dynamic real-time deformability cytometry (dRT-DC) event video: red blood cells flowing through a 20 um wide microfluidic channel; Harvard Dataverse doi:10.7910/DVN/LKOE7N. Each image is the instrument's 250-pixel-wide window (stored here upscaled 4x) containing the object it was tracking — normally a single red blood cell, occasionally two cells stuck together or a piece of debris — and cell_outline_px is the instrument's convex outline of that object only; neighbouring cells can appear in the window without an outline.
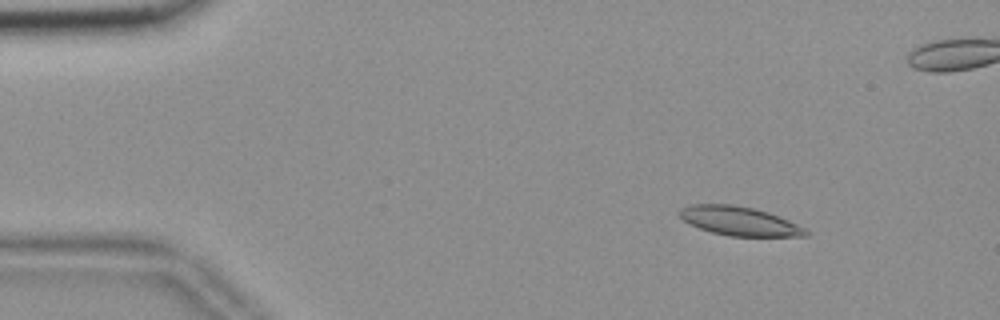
{"species": "common noctule bat (a hibernating species)", "species_latin": "Nyctalus noctula", "temperature_condition": "room temperature", "stored_images_in_passage": 57, "camera_frame_rate_fps": 3000, "um_per_image_px": 0.085, "animal": {"sex": "female", "body_mass_g": 18.4}, "frame": {"image": 1, "passage_image": 8, "time_ms": 2.333, "image_size_px": [1000, 320], "cell_outline_px": [[808, 236], [728, 236], [712, 232], [688, 224], [680, 216], [680, 208], [688, 204], [732, 204], [752, 208], [768, 212], [788, 220], [804, 228], [808, 232]], "centroid_in_image_um": [62.81, 18.78], "position_along_channel_um": 22.2, "area_um2": 21.15}}
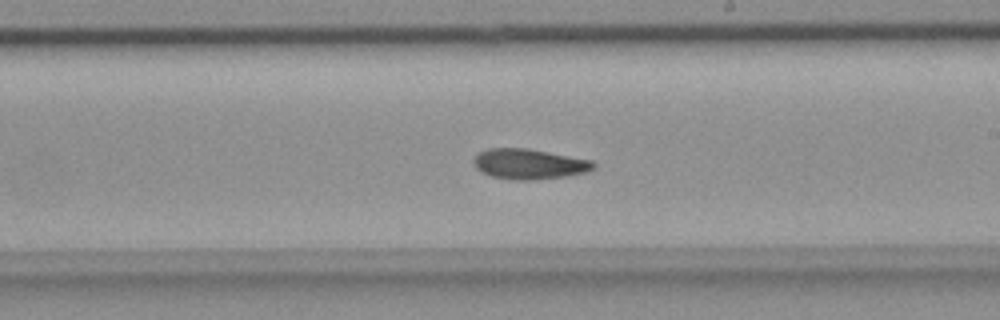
{"frame": {"image": 2, "passage_image": 33, "time_ms": 10.667, "image_size_px": [1000, 320], "cell_outline_px": [[596, 164], [588, 172], [568, 176], [532, 180], [508, 180], [492, 176], [480, 172], [476, 168], [472, 160], [476, 152], [488, 148], [528, 148], [592, 160]], "centroid_in_image_um": [44.93, 13.94], "position_along_channel_um": 244.1, "area_um2": 21.5}}
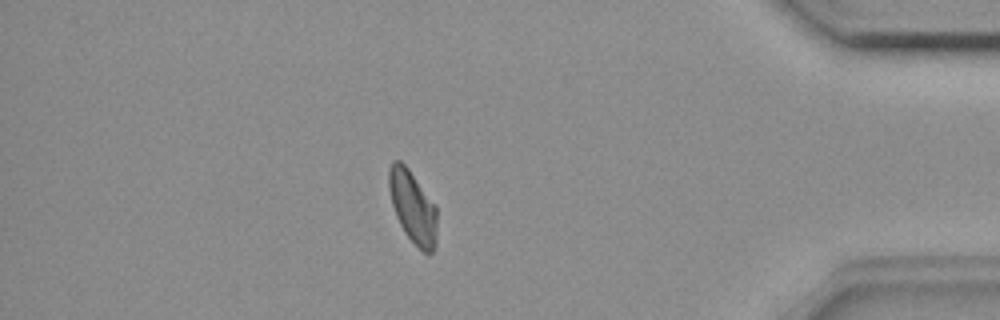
{"frame": {"image": 3, "passage_image": 49, "time_ms": 16.0, "image_size_px": [1000, 320], "cell_outline_px": [[436, 244], [432, 252], [428, 256], [404, 232], [396, 216], [392, 204], [388, 188], [388, 168], [392, 160], [400, 160], [408, 168], [436, 208]], "centroid_in_image_um": [35.05, 17.58], "position_along_channel_um": 400.1, "area_um2": 20.0}, "authors_computed_cell_mechanics": {"area_um2": 21.1548, "velocity_mm_per_s": 3.6419, "shape_relaxation_time_tau1_ms": null, "shape_relaxation_time_tau2_ms": 8.5813, "deformation_change_tau1": null, "deformation_change_tau2": 0.1529}}